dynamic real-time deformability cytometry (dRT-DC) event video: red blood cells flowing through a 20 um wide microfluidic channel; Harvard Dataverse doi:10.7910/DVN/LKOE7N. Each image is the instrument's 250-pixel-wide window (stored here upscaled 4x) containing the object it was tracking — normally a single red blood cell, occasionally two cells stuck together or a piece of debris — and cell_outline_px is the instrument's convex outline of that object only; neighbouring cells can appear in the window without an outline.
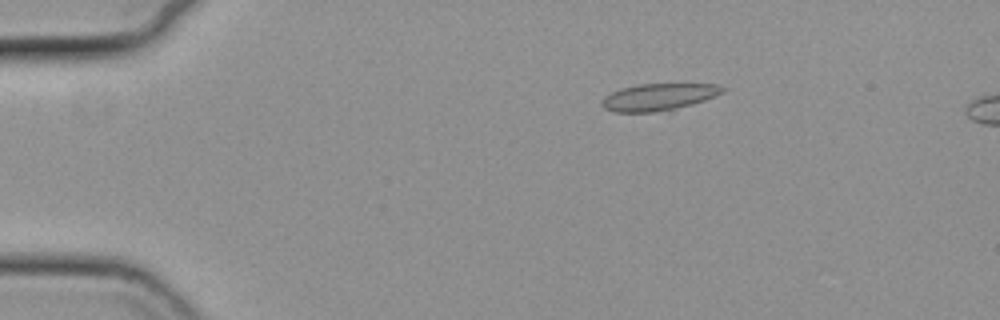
{"species": "common noctule bat (a hibernating species)", "species_latin": "Nyctalus noctula", "temperature_condition": "cold", "stored_images_in_passage": 56, "camera_frame_rate_fps": 3000, "um_per_image_px": 0.085, "animal": {"sex": "female", "body_mass_g": 19.3, "forearm_length_mm": 54.1}, "frame": {"image": 1, "passage_image": 11, "time_ms": 3.333, "image_size_px": [1000, 320], "cell_outline_px": [[728, 88], [724, 92], [704, 100], [672, 112], [616, 112], [604, 108], [600, 104], [604, 96], [620, 88], [636, 84], [716, 84]], "centroid_in_image_um": [56.0, 8.26], "position_along_channel_um": 29.0, "area_um2": 19.42}}
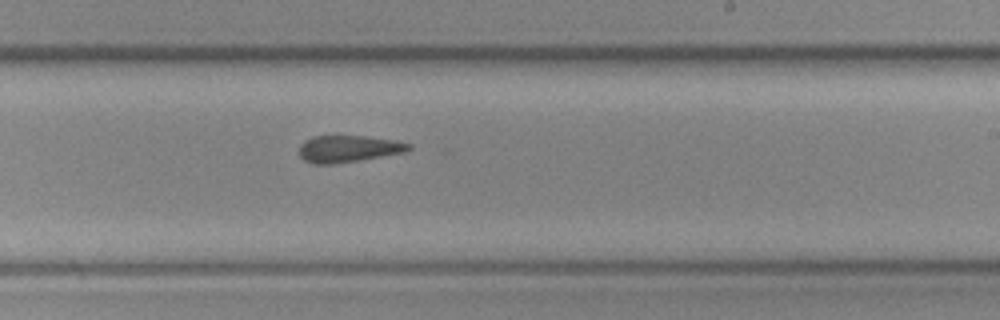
{"frame": {"image": 2, "passage_image": 35, "time_ms": 11.333, "image_size_px": [1000, 320], "cell_outline_px": [[412, 148], [404, 152], [332, 164], [312, 164], [304, 160], [300, 156], [300, 144], [304, 140], [312, 136], [364, 136], [392, 140], [412, 144]], "centroid_in_image_um": [29.56, 12.64], "position_along_channel_um": 259.4, "area_um2": 16.88}}
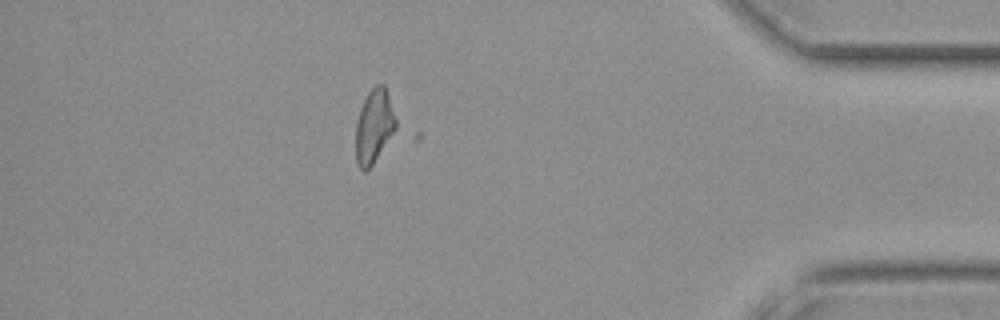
{"frame": {"image": 3, "passage_image": 50, "time_ms": 16.333, "image_size_px": [1000, 320], "cell_outline_px": [[396, 128], [372, 164], [364, 172], [356, 164], [356, 120], [360, 108], [368, 92], [376, 84], [384, 84], [396, 120]], "centroid_in_image_um": [31.76, 10.72], "position_along_channel_um": 403.4, "area_um2": 16.88}, "authors_computed_cell_mechanics": {"area_um2": 18.3226, "velocity_mm_per_s": 3.7197, "shape_relaxation_time_tau1_ms": 4.6469, "shape_relaxation_time_tau2_ms": 2.1736, "deformation_change_tau1": 0.1034, "deformation_change_tau2": 0.089}}